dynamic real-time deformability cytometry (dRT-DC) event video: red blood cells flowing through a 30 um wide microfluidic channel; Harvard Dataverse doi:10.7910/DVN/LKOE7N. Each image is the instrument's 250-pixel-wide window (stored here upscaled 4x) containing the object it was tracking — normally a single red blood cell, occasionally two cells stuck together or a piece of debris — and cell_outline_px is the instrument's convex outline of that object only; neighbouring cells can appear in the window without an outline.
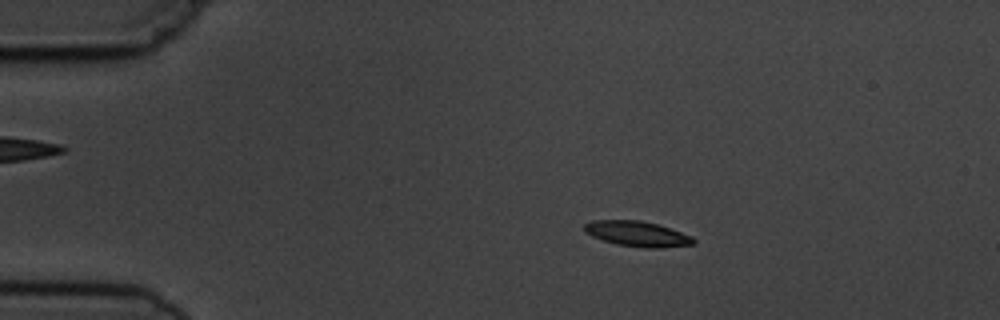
{"species": "common noctule bat (a hibernating species)", "species_latin": "Nyctalus noctula", "temperature_condition": "cold", "stored_images_in_passage": 5, "camera_frame_rate_fps": 3000, "um_per_image_px": 0.085, "animal": {"sex": "male", "body_mass_g": 19.5, "forearm_length_mm": 54.6}, "frame": {"image": 1, "passage_image": 2, "time_ms": 2.0, "image_size_px": [1000, 320], "cell_outline_px": [[696, 240], [692, 244], [660, 248], [644, 248], [616, 244], [592, 236], [584, 232], [584, 224], [592, 220], [640, 220], [656, 224], [692, 236]], "centroid_in_image_um": [54.13, 19.87], "position_along_channel_um": 30.9, "area_um2": 15.95}}
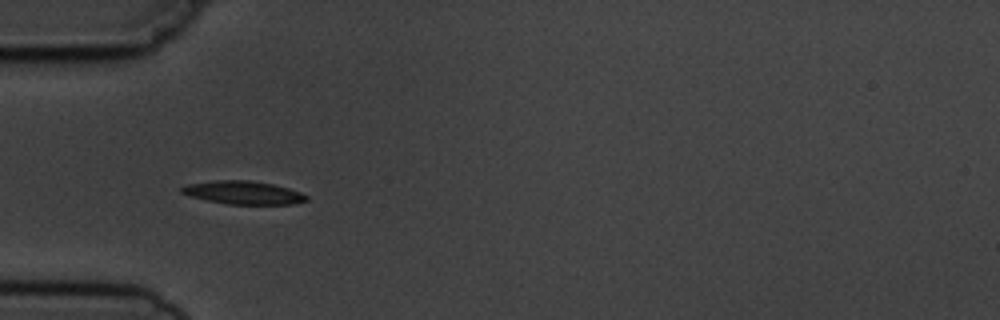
{"frame": {"image": 2, "passage_image": 4, "time_ms": 4.333, "image_size_px": [1000, 320], "cell_outline_px": [[308, 200], [296, 204], [228, 204], [188, 196], [180, 192], [180, 188], [188, 184], [216, 180], [248, 180], [272, 184], [288, 188], [300, 192], [308, 196]], "centroid_in_image_um": [20.68, 16.37], "position_along_channel_um": 64.3, "area_um2": 16.82}}
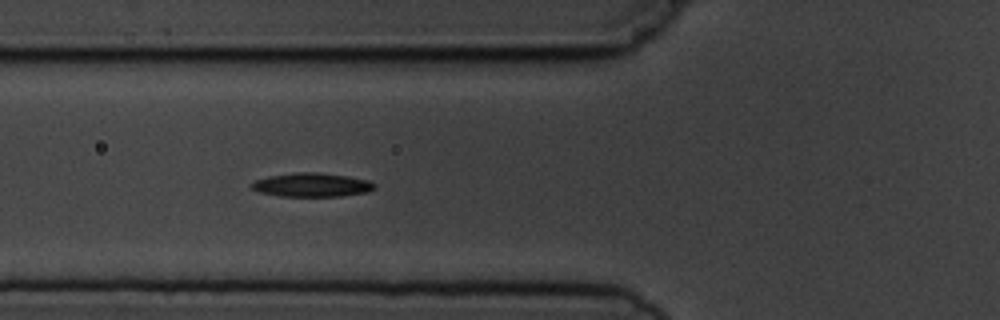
{"frame": {"image": 3, "passage_image": 5, "time_ms": 5.333, "image_size_px": [1000, 320], "cell_outline_px": [[376, 188], [368, 192], [340, 196], [280, 196], [260, 192], [252, 188], [248, 184], [256, 180], [268, 176], [300, 172], [320, 172], [348, 176], [368, 180], [376, 184]], "centroid_in_image_um": [26.52, 15.71], "position_along_channel_um": 99.3, "area_um2": 17.11}}